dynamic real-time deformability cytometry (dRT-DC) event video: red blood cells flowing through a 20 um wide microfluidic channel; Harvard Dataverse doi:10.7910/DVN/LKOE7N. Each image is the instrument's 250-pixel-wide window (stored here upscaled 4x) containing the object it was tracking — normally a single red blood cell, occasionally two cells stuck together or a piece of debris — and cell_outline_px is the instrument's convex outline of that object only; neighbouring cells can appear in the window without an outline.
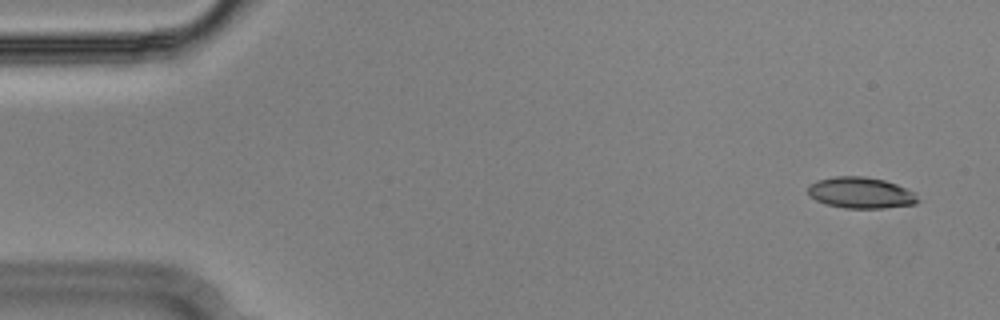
{"species": "Egyptian fruit bat (a non-hibernating species)", "species_latin": "Rousettus aegyptiacus", "temperature_condition": "cold", "stored_images_in_passage": 55, "camera_frame_rate_fps": 3000, "um_per_image_px": 0.085, "animal": {"sex": "male"}, "frame": {"image": 1, "passage_image": 3, "time_ms": 0.667, "image_size_px": [1000, 320], "cell_outline_px": [[920, 200], [916, 204], [884, 208], [844, 208], [824, 204], [808, 196], [808, 184], [816, 180], [832, 176], [864, 176], [884, 180], [896, 184], [916, 192]], "centroid_in_image_um": [73.15, 16.38], "position_along_channel_um": 11.8, "area_um2": 20.35}}
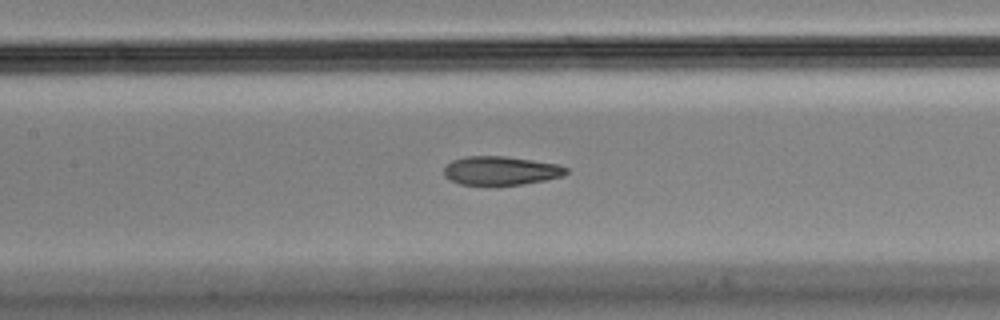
{"frame": {"image": 2, "passage_image": 25, "time_ms": 8.0, "image_size_px": [1000, 320], "cell_outline_px": [[568, 172], [560, 176], [544, 180], [520, 184], [492, 188], [460, 184], [444, 176], [444, 168], [452, 160], [464, 156], [504, 156], [560, 164], [568, 168]], "centroid_in_image_um": [42.53, 14.54], "position_along_channel_um": 164.9, "area_um2": 21.04}}
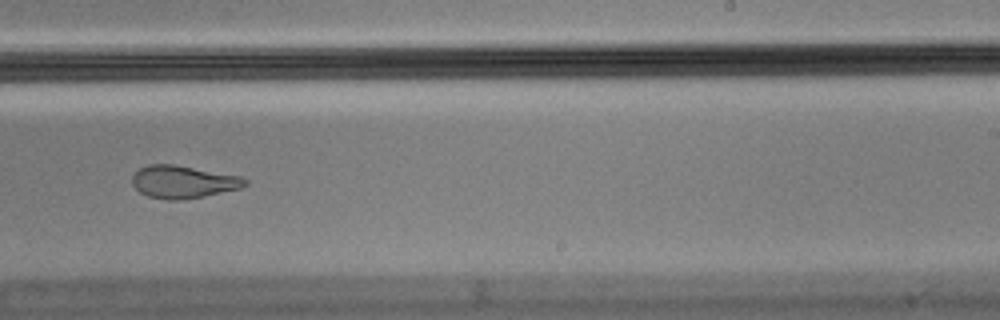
{"frame": {"image": 3, "passage_image": 34, "time_ms": 11.0, "image_size_px": [1000, 320], "cell_outline_px": [[248, 184], [240, 188], [204, 196], [180, 200], [168, 200], [148, 196], [140, 192], [132, 184], [132, 176], [140, 168], [148, 164], [176, 164], [240, 176], [248, 180]], "centroid_in_image_um": [15.57, 15.45], "position_along_channel_um": 273.4, "area_um2": 21.44}, "authors_computed_cell_mechanics": {"area_um2": 21.4438, "velocity_mm_per_s": 3.6335, "shape_relaxation_time_tau1_ms": null, "shape_relaxation_time_tau2_ms": 2.2613, "deformation_change_tau1": null, "deformation_change_tau2": 0.0956}}